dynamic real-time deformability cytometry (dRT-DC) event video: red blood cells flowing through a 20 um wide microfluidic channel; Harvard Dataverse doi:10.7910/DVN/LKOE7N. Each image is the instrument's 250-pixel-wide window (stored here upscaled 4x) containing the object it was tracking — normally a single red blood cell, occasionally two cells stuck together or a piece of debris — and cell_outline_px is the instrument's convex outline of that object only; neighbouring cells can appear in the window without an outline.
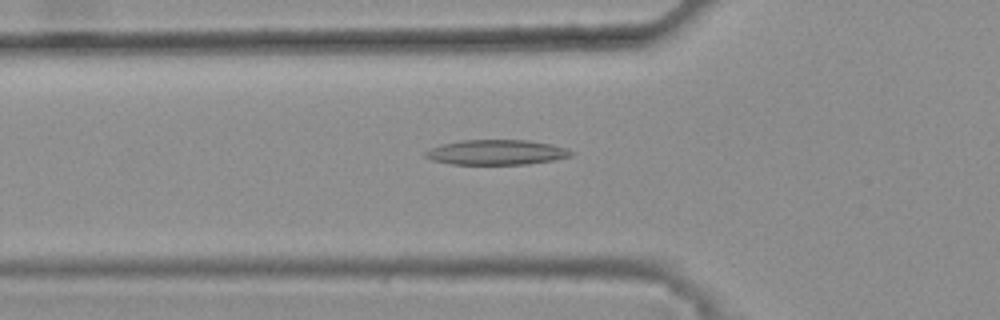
{"species": "common noctule bat (a hibernating species)", "species_latin": "Nyctalus noctula", "temperature_condition": "warm", "stored_images_in_passage": 47, "camera_frame_rate_fps": 3000, "um_per_image_px": 0.085, "animal": {"sex": "female", "body_mass_g": 25.1}, "frame": {"image": 1, "passage_image": 18, "time_ms": 5.667, "image_size_px": [1000, 320], "cell_outline_px": [[572, 156], [556, 160], [528, 164], [452, 164], [432, 160], [424, 156], [424, 152], [440, 144], [460, 140], [528, 140], [552, 144], [564, 148], [572, 152]], "centroid_in_image_um": [42.19, 12.94], "position_along_channel_um": 83.6, "area_um2": 21.27}}
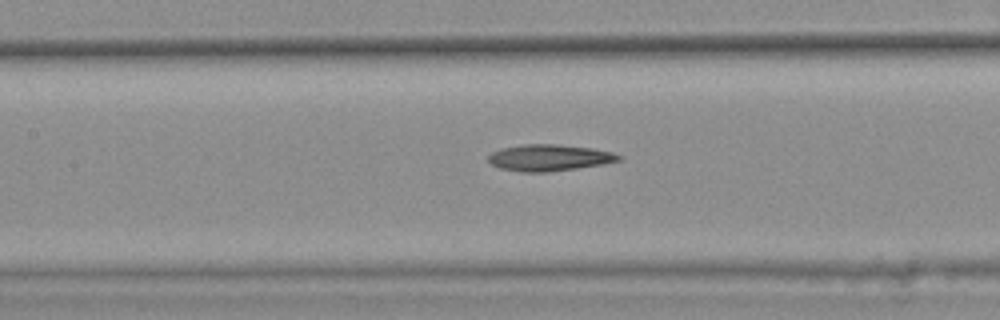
{"frame": {"image": 2, "passage_image": 24, "time_ms": 7.667, "image_size_px": [1000, 320], "cell_outline_px": [[624, 160], [604, 164], [548, 172], [520, 172], [500, 168], [492, 164], [488, 160], [488, 156], [492, 152], [500, 148], [524, 144], [556, 144], [592, 148], [612, 152], [624, 156]], "centroid_in_image_um": [46.72, 13.4], "position_along_channel_um": 160.7, "area_um2": 20.29}}
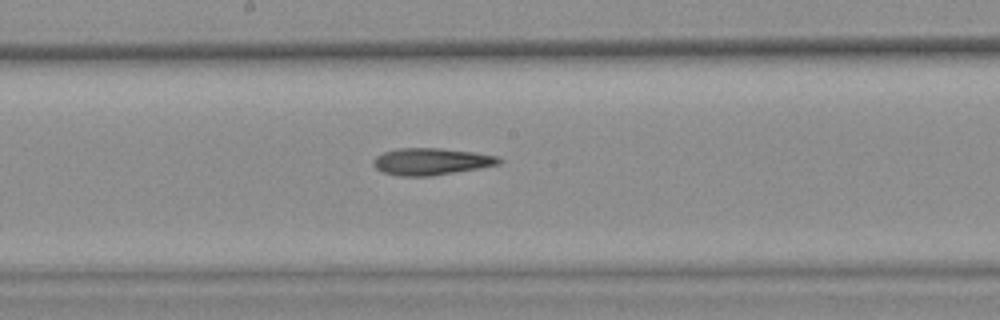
{"frame": {"image": 3, "passage_image": 28, "time_ms": 9.0, "image_size_px": [1000, 320], "cell_outline_px": [[504, 160], [500, 164], [428, 176], [400, 176], [384, 172], [376, 168], [372, 164], [372, 160], [376, 156], [384, 152], [396, 148], [440, 148], [476, 152], [496, 156]], "centroid_in_image_um": [36.62, 13.71], "position_along_channel_um": 211.6, "area_um2": 19.54}}